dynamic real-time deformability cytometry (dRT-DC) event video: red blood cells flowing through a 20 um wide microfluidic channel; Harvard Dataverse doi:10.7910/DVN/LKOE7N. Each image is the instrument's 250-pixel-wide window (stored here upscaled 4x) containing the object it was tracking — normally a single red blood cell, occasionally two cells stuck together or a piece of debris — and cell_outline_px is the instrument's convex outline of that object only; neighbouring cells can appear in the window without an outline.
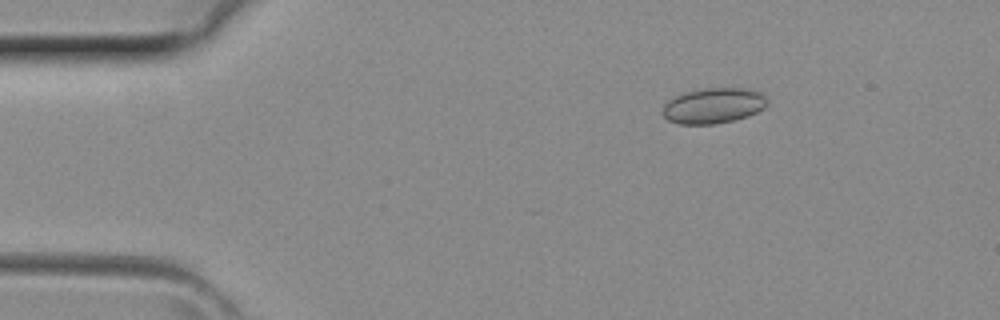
{"species": "common noctule bat (a hibernating species)", "species_latin": "Nyctalus noctula", "temperature_condition": "room temperature", "stored_images_in_passage": 2, "camera_frame_rate_fps": 3000, "um_per_image_px": 0.085, "animal": {"sex": "female", "body_mass_g": 29.2, "forearm_length_mm": 56.3}, "frame": {"image": 1, "passage_image": 1, "time_ms": 0.0, "image_size_px": [1000, 320], "cell_outline_px": [[768, 104], [764, 108], [748, 116], [716, 124], [676, 124], [668, 120], [660, 112], [664, 104], [668, 100], [676, 96], [688, 92], [704, 88], [744, 88], [760, 92], [768, 100]], "centroid_in_image_um": [60.62, 8.99], "position_along_channel_um": 24.4, "area_um2": 21.68}}
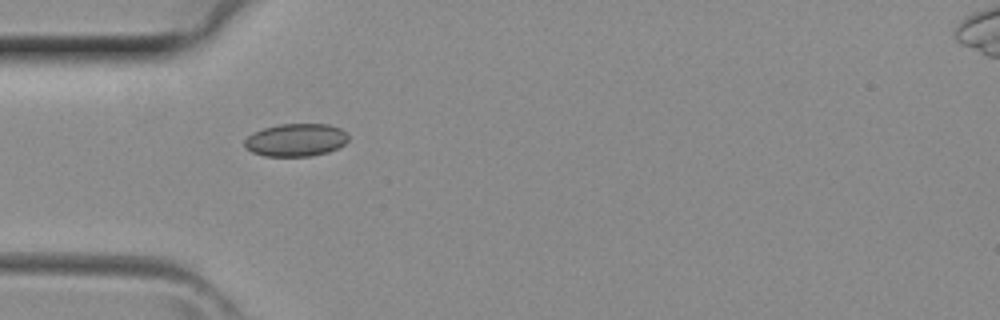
{"frame": {"image": 2, "passage_image": 2, "time_ms": 0.333, "image_size_px": [1000, 320], "cell_outline_px": [[348, 140], [344, 144], [328, 152], [308, 156], [264, 156], [252, 152], [244, 148], [244, 140], [252, 132], [264, 128], [280, 124], [328, 124], [340, 128], [348, 136]], "centroid_in_image_um": [25.11, 11.9], "position_along_channel_um": 59.9, "area_um2": 19.83}}